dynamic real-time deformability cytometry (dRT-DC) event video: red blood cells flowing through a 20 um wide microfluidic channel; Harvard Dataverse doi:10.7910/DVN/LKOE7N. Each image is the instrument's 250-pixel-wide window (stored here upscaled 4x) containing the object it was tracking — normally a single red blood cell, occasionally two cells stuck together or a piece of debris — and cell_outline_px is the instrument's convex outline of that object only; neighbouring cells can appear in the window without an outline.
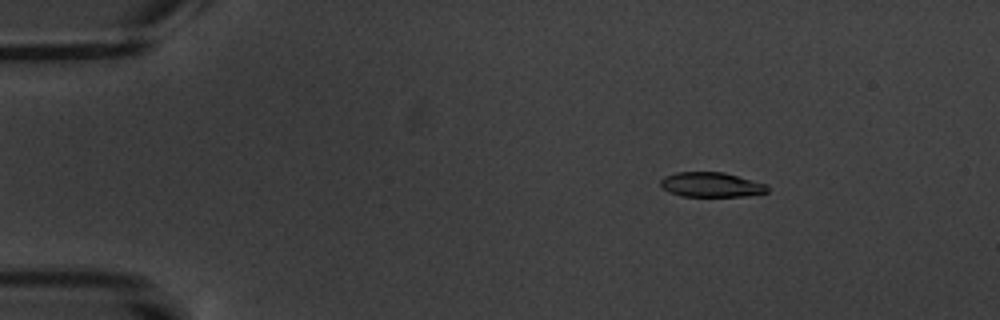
{"species": "common noctule bat (a hibernating species)", "species_latin": "Nyctalus noctula", "temperature_condition": "warm", "stored_images_in_passage": 4, "camera_frame_rate_fps": 3000, "um_per_image_px": 0.085, "animal": {"sex": "male", "body_mass_g": 20.1, "forearm_length_mm": 53.5}, "frame": {"image": 1, "passage_image": 2, "time_ms": 2.0, "image_size_px": [1000, 320], "cell_outline_px": [[768, 192], [744, 196], [680, 196], [668, 192], [660, 184], [660, 180], [664, 176], [676, 172], [724, 172], [768, 184]], "centroid_in_image_um": [60.45, 15.69], "position_along_channel_um": 24.5, "area_um2": 15.49}}